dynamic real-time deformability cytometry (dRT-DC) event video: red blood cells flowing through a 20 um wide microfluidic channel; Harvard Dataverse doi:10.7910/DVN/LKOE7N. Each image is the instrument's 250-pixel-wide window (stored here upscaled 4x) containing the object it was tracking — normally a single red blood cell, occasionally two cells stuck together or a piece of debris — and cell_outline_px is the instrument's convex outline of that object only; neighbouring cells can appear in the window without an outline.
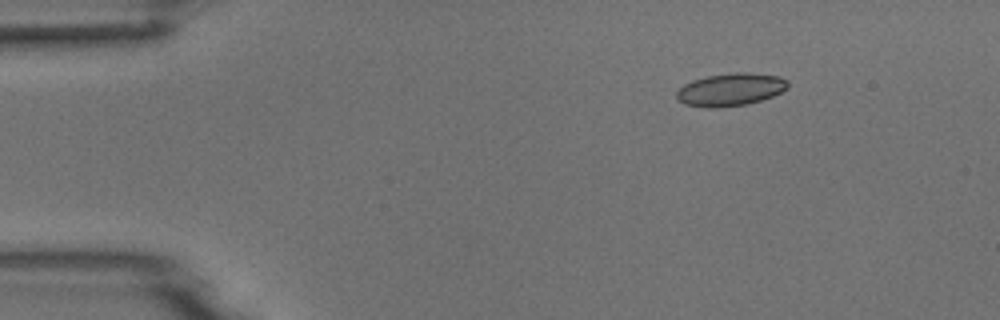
{"species": "common noctule bat (a hibernating species)", "species_latin": "Nyctalus noctula", "temperature_condition": "room temperature", "stored_images_in_passage": 3, "camera_frame_rate_fps": 3000, "um_per_image_px": 0.085, "animal": {"sex": "male", "body_mass_g": 18.8}, "frame": {"image": 1, "passage_image": 1, "time_ms": 0.0, "image_size_px": [1000, 320], "cell_outline_px": [[788, 88], [772, 96], [760, 100], [744, 104], [716, 108], [708, 108], [684, 104], [676, 100], [676, 92], [684, 84], [692, 80], [708, 76], [736, 72], [748, 72], [780, 76], [788, 80]], "centroid_in_image_um": [62.08, 7.61], "position_along_channel_um": 22.9, "area_um2": 21.21}}